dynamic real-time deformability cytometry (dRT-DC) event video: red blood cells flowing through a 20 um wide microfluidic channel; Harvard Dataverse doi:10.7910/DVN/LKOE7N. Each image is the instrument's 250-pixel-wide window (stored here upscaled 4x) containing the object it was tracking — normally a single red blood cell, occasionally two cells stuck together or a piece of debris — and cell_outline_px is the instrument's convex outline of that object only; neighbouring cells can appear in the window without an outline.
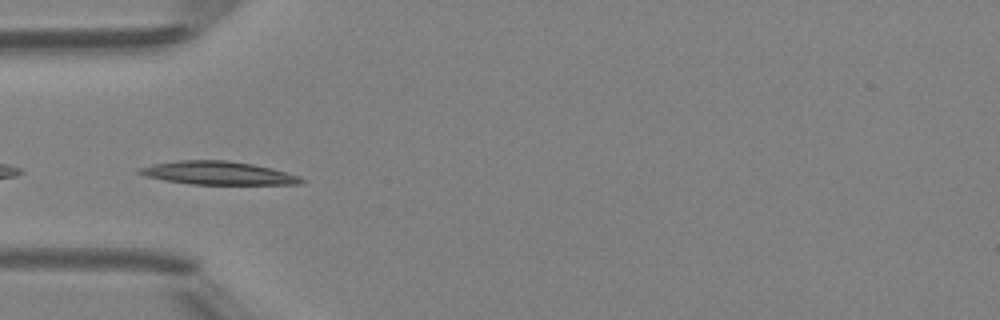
{"species": "Egyptian fruit bat (a non-hibernating species)", "species_latin": "Rousettus aegyptiacus", "temperature_condition": "room temperature", "stored_images_in_passage": 9, "camera_frame_rate_fps": 3000, "um_per_image_px": 0.085, "animal": {"sex": "female"}, "frame": {"image": 1, "passage_image": 2, "time_ms": 0.333, "image_size_px": [1000, 320], "cell_outline_px": [[304, 180], [300, 184], [192, 184], [164, 180], [144, 176], [136, 172], [140, 168], [152, 164], [176, 160], [228, 160], [252, 164], [272, 168], [300, 176]], "centroid_in_image_um": [18.5, 14.7], "position_along_channel_um": 66.5, "area_um2": 21.91}}